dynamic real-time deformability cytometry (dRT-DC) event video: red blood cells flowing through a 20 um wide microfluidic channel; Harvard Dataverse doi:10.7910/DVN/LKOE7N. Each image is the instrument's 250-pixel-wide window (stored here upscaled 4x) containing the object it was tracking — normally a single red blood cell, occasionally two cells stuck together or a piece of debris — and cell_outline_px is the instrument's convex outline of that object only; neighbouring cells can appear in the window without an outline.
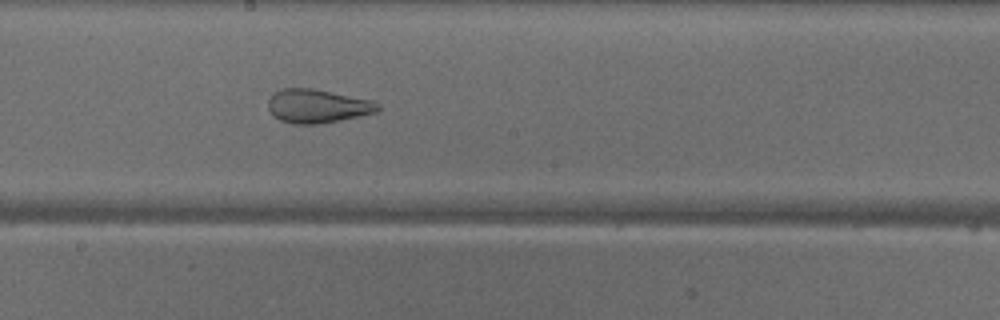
{"species": "common noctule bat (a hibernating species)", "species_latin": "Nyctalus noctula", "temperature_condition": "warm", "stored_images_in_passage": 42, "camera_frame_rate_fps": 3000, "um_per_image_px": 0.085, "animal": {"sex": "male", "body_mass_g": 18.8}, "frame": {"image": 1, "passage_image": 20, "time_ms": 6.333, "image_size_px": [1000, 320], "cell_outline_px": [[380, 108], [376, 112], [360, 116], [340, 120], [316, 124], [292, 124], [280, 120], [268, 108], [268, 100], [280, 88], [316, 88], [372, 100], [380, 104]], "centroid_in_image_um": [27.01, 9.0], "position_along_channel_um": 221.2, "area_um2": 21.56}}
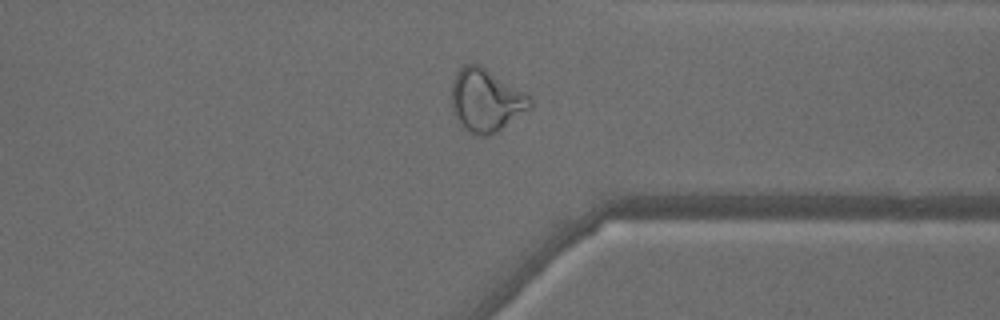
{"frame": {"image": 2, "passage_image": 31, "time_ms": 10.0, "image_size_px": [1000, 320], "cell_outline_px": [[532, 104], [528, 108], [496, 132], [488, 136], [480, 136], [468, 132], [456, 120], [452, 112], [452, 80], [456, 72], [464, 64], [480, 64], [532, 96]], "centroid_in_image_um": [41.27, 8.51], "position_along_channel_um": 370.1, "area_um2": 28.73}}
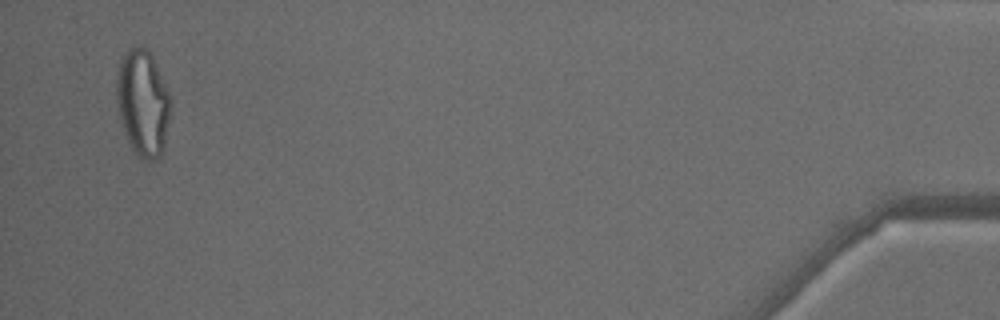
{"frame": {"image": 3, "passage_image": 41, "time_ms": 13.333, "image_size_px": [1000, 320], "cell_outline_px": [[172, 104], [164, 152], [160, 156], [152, 160], [140, 160], [136, 156], [128, 140], [120, 120], [116, 104], [116, 72], [120, 60], [128, 48], [132, 44], [144, 48], [152, 56], [168, 92]], "centroid_in_image_um": [12.13, 8.77], "position_along_channel_um": 423.1, "area_um2": 33.99}, "authors_computed_cell_mechanics": {"area_um2": 28.1775, "velocity_mm_per_s": 4.1523, "shape_relaxation_time_tau1_ms": null, "shape_relaxation_time_tau2_ms": 0.974, "deformation_change_tau1": null, "deformation_change_tau2": 0.0927}}